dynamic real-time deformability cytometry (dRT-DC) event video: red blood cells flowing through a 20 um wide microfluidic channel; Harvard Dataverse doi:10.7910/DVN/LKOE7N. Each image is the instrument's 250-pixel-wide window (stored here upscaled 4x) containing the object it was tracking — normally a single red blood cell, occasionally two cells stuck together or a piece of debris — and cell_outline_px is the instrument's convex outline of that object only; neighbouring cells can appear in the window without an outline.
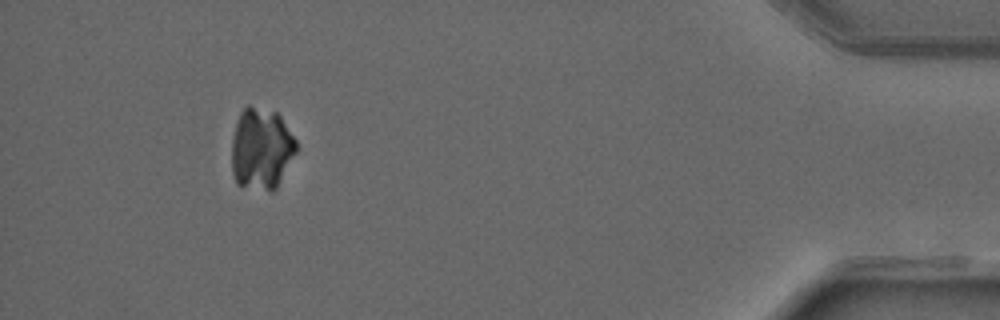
{"species": "common noctule bat (a hibernating species)", "species_latin": "Nyctalus noctula", "temperature_condition": "warm", "stored_images_in_passage": 50, "camera_frame_rate_fps": 3000, "um_per_image_px": 0.085, "animal": {"sex": "male", "forearm_length_mm": 52.5}, "frame": {"image": 1, "passage_image": 46, "time_ms": 15.0, "image_size_px": [1000, 320], "cell_outline_px": [[296, 152], [276, 188], [272, 192], [268, 192], [236, 184], [232, 172], [232, 140], [236, 124], [240, 112], [248, 104], [276, 112], [280, 116], [296, 140]], "centroid_in_image_um": [22.2, 12.65], "position_along_channel_um": 413.0, "area_um2": 30.81}}